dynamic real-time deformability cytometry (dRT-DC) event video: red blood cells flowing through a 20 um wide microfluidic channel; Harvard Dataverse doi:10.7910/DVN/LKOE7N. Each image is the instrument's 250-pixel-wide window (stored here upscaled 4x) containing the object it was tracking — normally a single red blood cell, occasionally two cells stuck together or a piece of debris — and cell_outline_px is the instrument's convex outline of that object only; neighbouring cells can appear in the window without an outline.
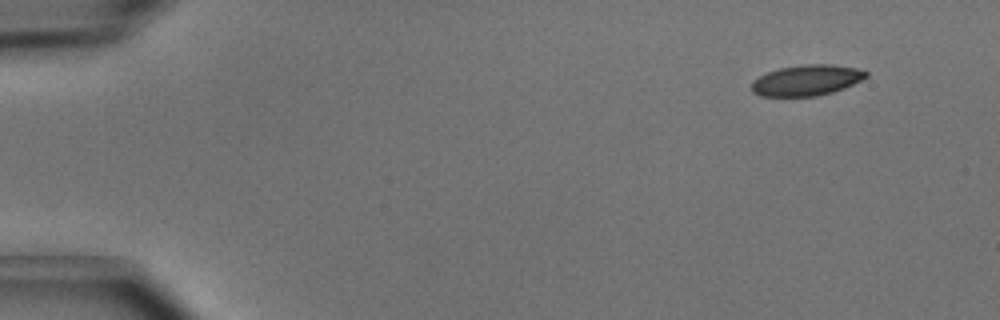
{"species": "common noctule bat (a hibernating species)", "species_latin": "Nyctalus noctula", "temperature_condition": "cold", "stored_images_in_passage": 4, "camera_frame_rate_fps": 3000, "um_per_image_px": 0.085, "animal": {"sex": "male", "body_mass_g": 15.6}, "frame": {"image": 1, "passage_image": 1, "time_ms": 0.0, "image_size_px": [1000, 320], "cell_outline_px": [[868, 76], [844, 88], [832, 92], [816, 96], [760, 96], [752, 92], [752, 80], [768, 72], [780, 68], [804, 64], [832, 64], [856, 68], [868, 72]], "centroid_in_image_um": [68.55, 6.82], "position_along_channel_um": 16.4, "area_um2": 20.4}}
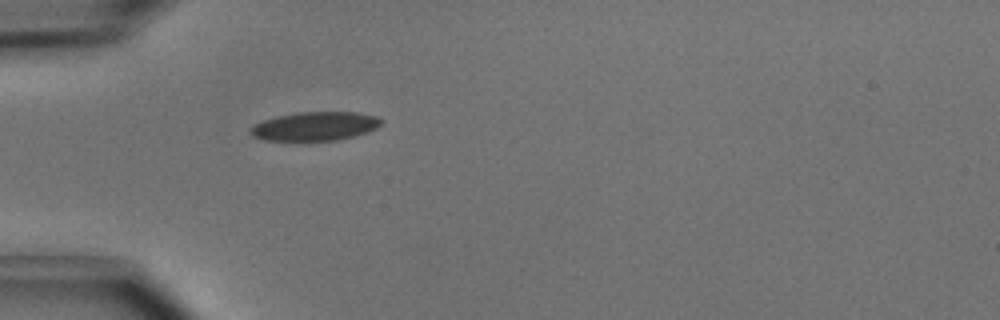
{"frame": {"image": 2, "passage_image": 4, "time_ms": 1.0, "image_size_px": [1000, 320], "cell_outline_px": [[384, 120], [376, 128], [352, 136], [336, 140], [264, 140], [252, 136], [248, 128], [252, 124], [276, 116], [296, 112], [360, 112], [376, 116]], "centroid_in_image_um": [26.73, 10.71], "position_along_channel_um": 58.3, "area_um2": 21.91}}